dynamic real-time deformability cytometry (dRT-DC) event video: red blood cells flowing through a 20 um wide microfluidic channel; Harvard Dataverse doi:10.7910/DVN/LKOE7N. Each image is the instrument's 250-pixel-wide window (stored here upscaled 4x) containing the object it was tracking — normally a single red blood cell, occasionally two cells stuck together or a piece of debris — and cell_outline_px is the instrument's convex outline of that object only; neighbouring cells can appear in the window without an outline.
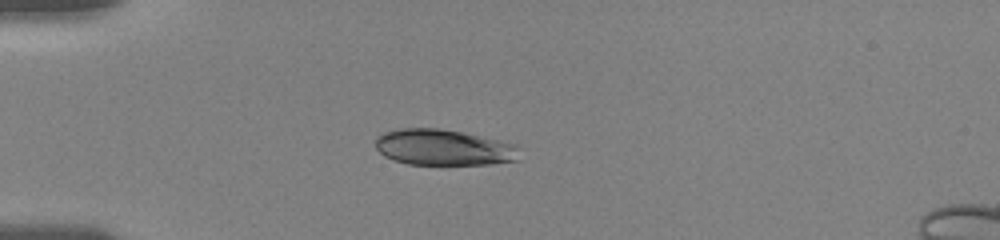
{"species": "human", "species_latin": "Homo sapiens", "temperature_condition": "room temperature", "stored_images_in_passage": 38, "camera_frame_rate_fps": 3000, "um_per_image_px": 0.085, "donor": {"sex": "female"}, "frame": {"image": 1, "passage_image": 2, "time_ms": 0.667, "image_size_px": [1000, 240], "cell_outline_px": [[520, 160], [488, 164], [408, 164], [392, 160], [384, 156], [376, 148], [376, 136], [400, 128], [440, 128], [520, 144]], "centroid_in_image_um": [37.76, 12.53], "position_along_channel_um": 47.2, "area_um2": 30.4}}
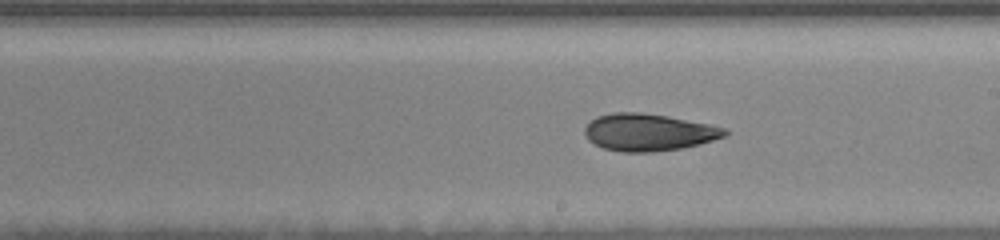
{"frame": {"image": 2, "passage_image": 19, "time_ms": 6.333, "image_size_px": [1000, 240], "cell_outline_px": [[728, 132], [724, 136], [700, 144], [680, 148], [652, 152], [620, 152], [604, 148], [588, 140], [584, 132], [584, 128], [596, 116], [612, 112], [640, 112], [668, 116], [708, 124], [724, 128]], "centroid_in_image_um": [55.09, 11.24], "position_along_channel_um": 233.9, "area_um2": 30.17}}
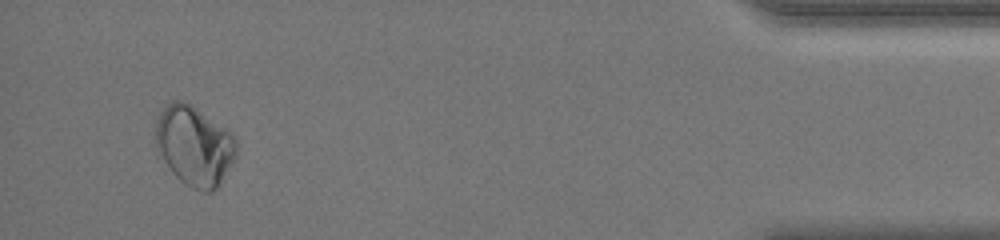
{"frame": {"image": 3, "passage_image": 36, "time_ms": 13.0, "image_size_px": [1000, 240], "cell_outline_px": [[236, 156], [216, 188], [212, 192], [200, 192], [184, 184], [172, 172], [152, 144], [156, 124], [160, 112], [172, 100], [180, 100], [196, 108], [232, 132], [236, 140]], "centroid_in_image_um": [16.48, 12.4], "position_along_channel_um": 418.7, "area_um2": 37.57}, "authors_computed_cell_mechanics": {"area_um2": 30.3739, "velocity_mm_per_s": 3.6788, "shape_relaxation_time_tau1_ms": 5.9009, "shape_relaxation_time_tau2_ms": null, "deformation_change_tau1": 0.0868, "deformation_change_tau2": null}}